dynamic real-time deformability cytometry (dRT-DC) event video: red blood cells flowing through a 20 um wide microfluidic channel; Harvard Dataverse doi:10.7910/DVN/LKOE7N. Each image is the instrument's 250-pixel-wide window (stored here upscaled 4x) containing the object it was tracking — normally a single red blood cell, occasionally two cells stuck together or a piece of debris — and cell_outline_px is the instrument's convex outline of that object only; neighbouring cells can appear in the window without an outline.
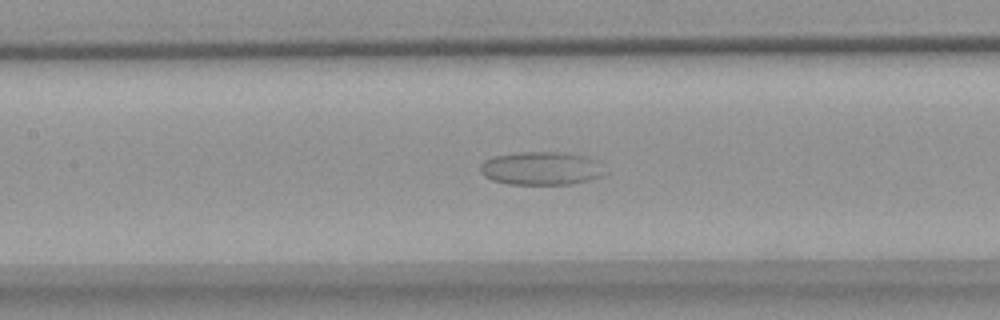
{"species": "common noctule bat (a hibernating species)", "species_latin": "Nyctalus noctula", "temperature_condition": "warm", "stored_images_in_passage": 43, "camera_frame_rate_fps": 3000, "um_per_image_px": 0.085, "animal": {"sex": "female", "body_mass_g": 18.4}, "frame": {"image": 1, "passage_image": 11, "time_ms": 3.333, "image_size_px": [1000, 320], "cell_outline_px": [[608, 172], [600, 176], [588, 180], [572, 184], [508, 184], [492, 180], [484, 176], [480, 172], [480, 164], [484, 160], [492, 156], [516, 152], [564, 152], [588, 156], [600, 160]], "centroid_in_image_um": [46.04, 14.29], "position_along_channel_um": 161.4, "area_um2": 24.74}}
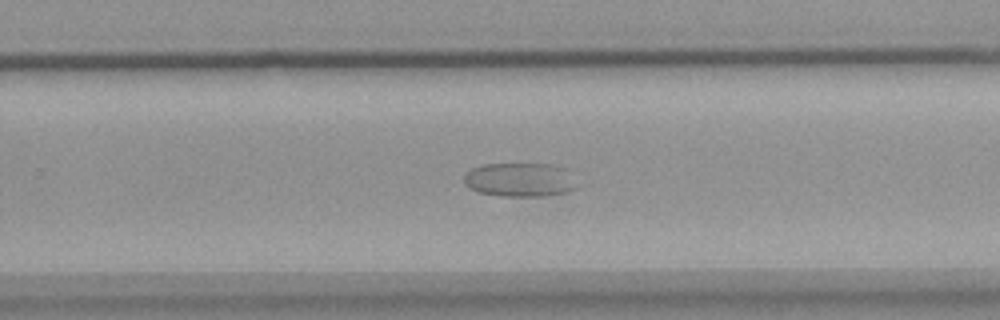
{"frame": {"image": 2, "passage_image": 22, "time_ms": 7.0, "image_size_px": [1000, 320], "cell_outline_px": [[576, 188], [564, 192], [540, 196], [500, 196], [480, 192], [464, 184], [464, 176], [472, 168], [484, 164], [556, 164], [568, 168]], "centroid_in_image_um": [44.19, 15.26], "position_along_channel_um": 285.6, "area_um2": 22.2}}
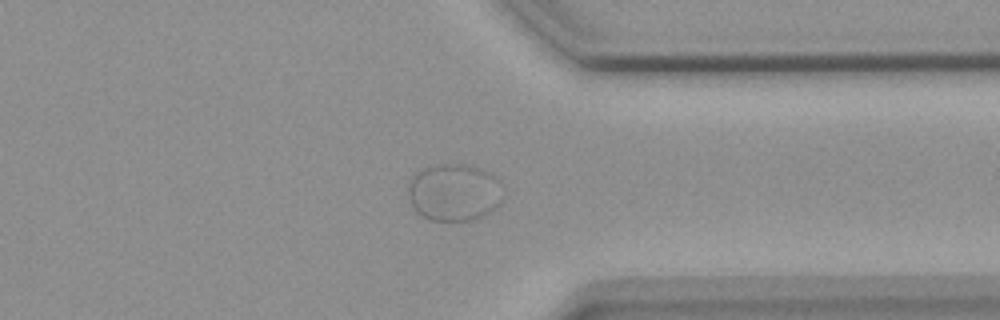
{"frame": {"image": 3, "passage_image": 30, "time_ms": 9.667, "image_size_px": [1000, 320], "cell_outline_px": [[504, 196], [500, 204], [496, 208], [484, 216], [472, 220], [428, 220], [420, 216], [416, 212], [408, 196], [408, 188], [412, 176], [420, 168], [432, 164], [472, 164], [500, 176], [504, 184]], "centroid_in_image_um": [38.67, 16.32], "position_along_channel_um": 372.7, "area_um2": 32.95}}